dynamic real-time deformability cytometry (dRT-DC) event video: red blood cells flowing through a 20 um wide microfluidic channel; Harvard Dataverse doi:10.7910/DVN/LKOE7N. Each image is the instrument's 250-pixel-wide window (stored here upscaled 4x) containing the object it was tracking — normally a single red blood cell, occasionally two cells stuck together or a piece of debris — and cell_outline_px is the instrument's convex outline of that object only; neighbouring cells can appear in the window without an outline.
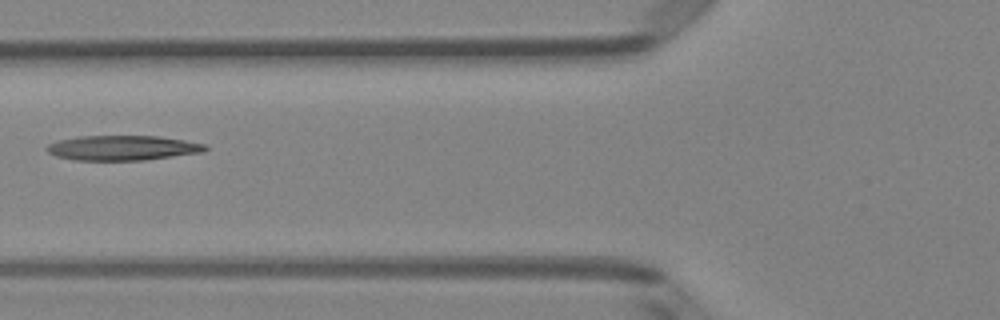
{"species": "Egyptian fruit bat (a non-hibernating species)", "species_latin": "Rousettus aegyptiacus", "temperature_condition": "room temperature", "stored_images_in_passage": 6, "camera_frame_rate_fps": 3000, "um_per_image_px": 0.085, "animal": {"sex": "female"}, "frame": {"image": 1, "passage_image": 6, "time_ms": 1.667, "image_size_px": [1000, 320], "cell_outline_px": [[208, 148], [204, 152], [144, 160], [76, 160], [56, 156], [48, 152], [44, 148], [48, 144], [56, 140], [80, 136], [160, 136], [208, 144]], "centroid_in_image_um": [10.42, 12.56], "position_along_channel_um": 115.4, "area_um2": 23.12}}